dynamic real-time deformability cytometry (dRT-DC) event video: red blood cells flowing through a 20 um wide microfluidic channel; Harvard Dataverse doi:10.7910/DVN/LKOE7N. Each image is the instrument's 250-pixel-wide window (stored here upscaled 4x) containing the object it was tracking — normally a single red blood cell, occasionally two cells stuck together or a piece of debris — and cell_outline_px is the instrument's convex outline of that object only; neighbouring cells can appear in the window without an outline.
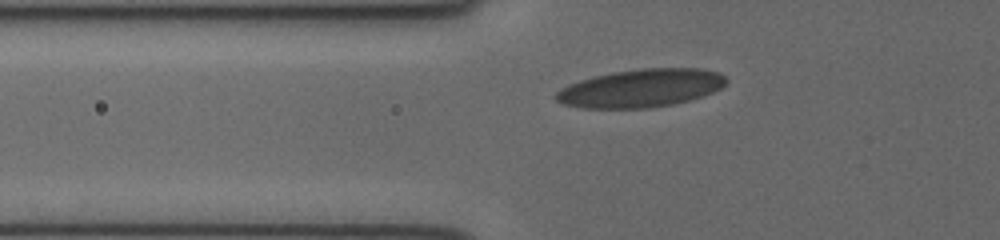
{"species": "human", "species_latin": "Homo sapiens", "temperature_condition": "cold", "stored_images_in_passage": 39, "camera_frame_rate_fps": 3000, "um_per_image_px": 0.085, "donor": {"sex": "female"}, "frame": {"image": 1, "passage_image": 10, "time_ms": 3.0, "image_size_px": [1000, 240], "cell_outline_px": [[728, 80], [720, 88], [712, 92], [688, 100], [672, 104], [648, 108], [580, 108], [564, 104], [556, 100], [552, 96], [560, 88], [568, 84], [580, 80], [612, 72], [640, 68], [700, 68], [720, 72]], "centroid_in_image_um": [54.44, 7.49], "position_along_channel_um": 71.4, "area_um2": 37.8}}
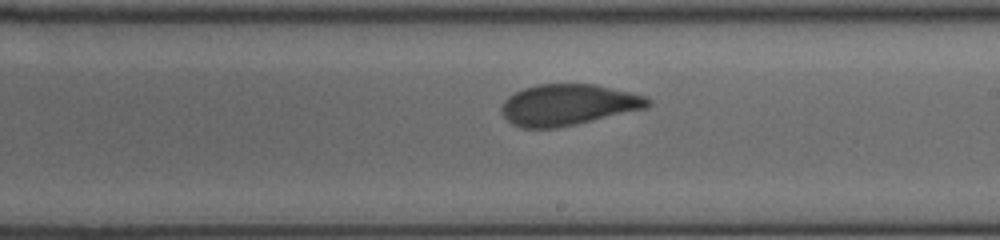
{"frame": {"image": 2, "passage_image": 22, "time_ms": 7.0, "image_size_px": [1000, 240], "cell_outline_px": [[652, 104], [644, 108], [576, 124], [556, 128], [520, 128], [512, 124], [500, 112], [500, 108], [504, 100], [508, 96], [524, 88], [536, 84], [596, 84], [648, 96], [652, 100]], "centroid_in_image_um": [48.28, 8.9], "position_along_channel_um": 240.7, "area_um2": 35.14}}
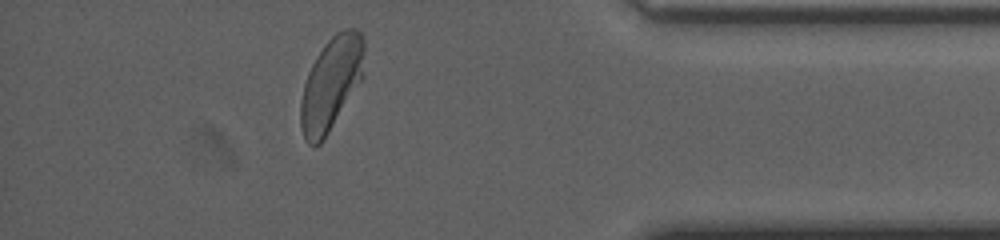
{"frame": {"image": 3, "passage_image": 35, "time_ms": 11.333, "image_size_px": [1000, 240], "cell_outline_px": [[364, 76], [324, 140], [320, 144], [308, 144], [304, 136], [300, 124], [300, 100], [304, 84], [308, 72], [316, 56], [324, 44], [336, 32], [344, 28], [356, 28], [360, 32], [364, 40]], "centroid_in_image_um": [28.16, 7.08], "position_along_channel_um": 407.0, "area_um2": 34.74}}